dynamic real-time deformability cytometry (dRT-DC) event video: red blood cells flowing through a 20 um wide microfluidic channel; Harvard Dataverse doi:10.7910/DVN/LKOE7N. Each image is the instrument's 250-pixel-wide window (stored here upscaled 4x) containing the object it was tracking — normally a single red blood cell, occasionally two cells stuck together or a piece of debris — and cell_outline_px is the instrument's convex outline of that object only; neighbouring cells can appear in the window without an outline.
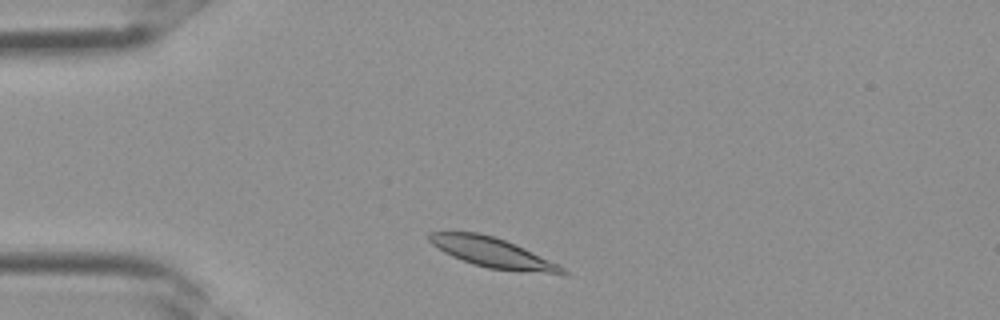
{"species": "Egyptian fruit bat (a non-hibernating species)", "species_latin": "Rousettus aegyptiacus", "temperature_condition": "room temperature", "stored_images_in_passage": 1, "camera_frame_rate_fps": 3000, "um_per_image_px": 0.085, "frame": {"image": 1, "passage_image": 1, "time_ms": 0.0, "image_size_px": [1000, 320], "cell_outline_px": [[568, 272], [548, 272], [488, 268], [472, 264], [452, 256], [444, 252], [432, 244], [428, 240], [428, 232], [476, 232], [492, 236], [516, 244], [564, 268]], "centroid_in_image_um": [41.71, 21.43], "position_along_channel_um": 43.3, "area_um2": 22.14}}